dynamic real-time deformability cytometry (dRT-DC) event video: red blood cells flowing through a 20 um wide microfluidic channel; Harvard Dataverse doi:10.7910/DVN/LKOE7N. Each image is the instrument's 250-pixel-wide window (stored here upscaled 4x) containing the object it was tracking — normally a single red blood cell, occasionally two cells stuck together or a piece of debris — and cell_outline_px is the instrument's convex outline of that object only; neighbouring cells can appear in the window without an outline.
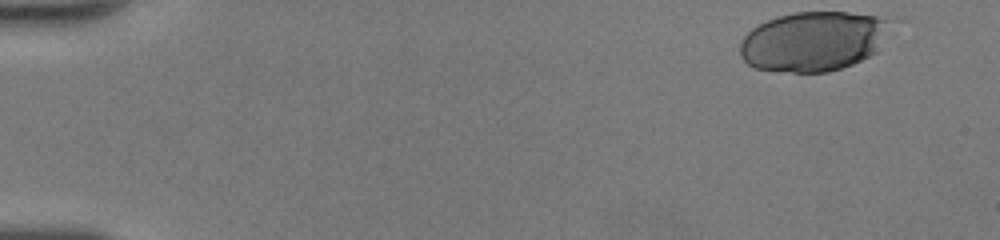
{"species": "human", "species_latin": "Homo sapiens", "temperature_condition": "room temperature", "stored_images_in_passage": 40, "camera_frame_rate_fps": 3000, "um_per_image_px": 0.085, "donor": {"sex": "female"}, "frame": {"image": 1, "passage_image": 1, "time_ms": 0.0, "image_size_px": [1000, 240], "cell_outline_px": [[884, 20], [876, 52], [852, 64], [828, 72], [792, 72], [756, 68], [748, 64], [740, 56], [740, 44], [744, 36], [752, 28], [768, 20], [780, 16], [796, 12], [848, 12], [876, 16]], "centroid_in_image_um": [68.99, 3.53], "position_along_channel_um": 16.0, "area_um2": 50.81}}
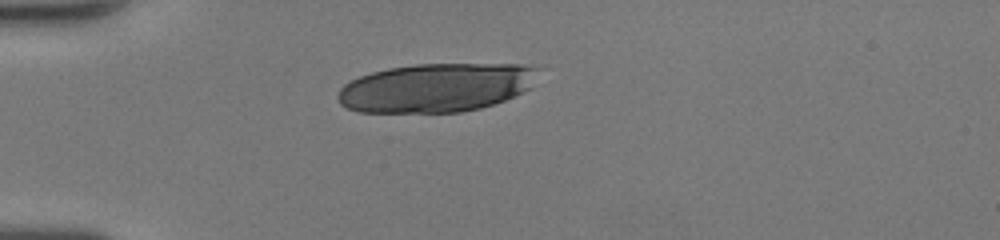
{"frame": {"image": 2, "passage_image": 12, "time_ms": 3.667, "image_size_px": [1000, 240], "cell_outline_px": [[540, 68], [532, 88], [504, 100], [480, 108], [460, 112], [360, 112], [348, 108], [340, 104], [336, 96], [340, 88], [344, 84], [360, 76], [372, 72], [388, 68], [416, 64], [520, 64]], "centroid_in_image_um": [37.08, 7.44], "position_along_channel_um": 47.9, "area_um2": 57.05}}